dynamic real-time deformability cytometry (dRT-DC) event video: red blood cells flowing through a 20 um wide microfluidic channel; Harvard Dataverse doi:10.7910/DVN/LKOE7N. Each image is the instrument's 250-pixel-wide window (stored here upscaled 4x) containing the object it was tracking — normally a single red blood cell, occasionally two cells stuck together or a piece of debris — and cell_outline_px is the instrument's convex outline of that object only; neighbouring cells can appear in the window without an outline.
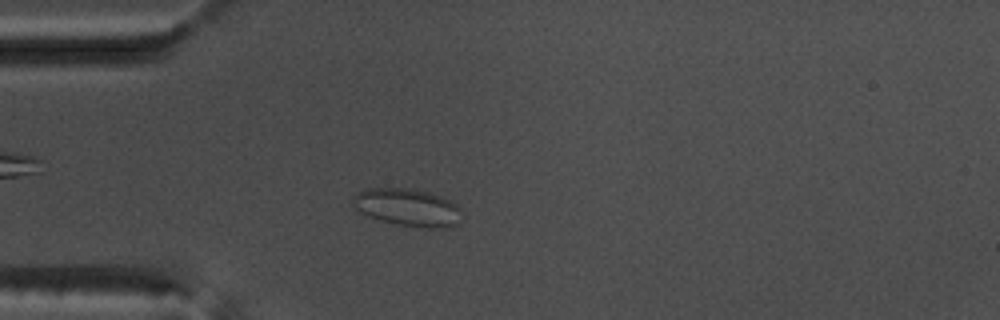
{"species": "common noctule bat (a hibernating species)", "species_latin": "Nyctalus noctula", "temperature_condition": "warm", "stored_images_in_passage": 46, "camera_frame_rate_fps": 3000, "um_per_image_px": 0.085, "animal": {"sex": "male", "body_mass_g": 17.5, "forearm_length_mm": 52.3}, "frame": {"image": 1, "passage_image": 7, "time_ms": 2.0, "image_size_px": [1000, 320], "cell_outline_px": [[460, 224], [444, 228], [428, 228], [396, 224], [380, 220], [360, 212], [352, 204], [352, 196], [368, 188], [416, 188], [440, 196], [456, 204], [460, 208]], "centroid_in_image_um": [34.66, 17.63], "position_along_channel_um": 50.3, "area_um2": 23.87}}
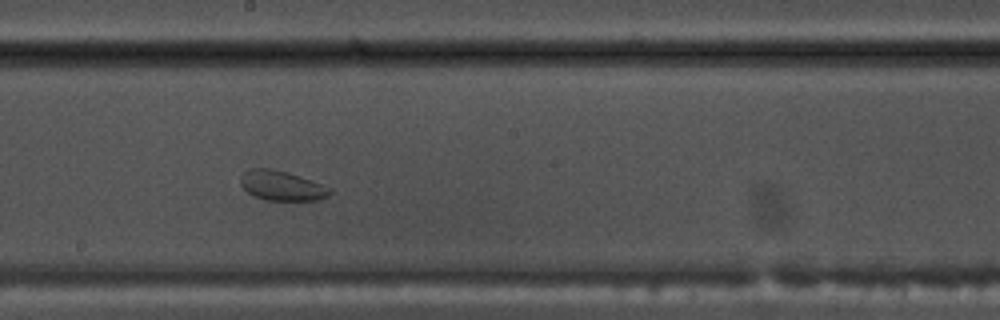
{"frame": {"image": 2, "passage_image": 22, "time_ms": 7.0, "image_size_px": [1000, 320], "cell_outline_px": [[332, 192], [328, 196], [316, 200], [264, 200], [252, 196], [240, 184], [240, 176], [248, 168], [272, 168], [288, 172], [332, 188]], "centroid_in_image_um": [23.91, 15.78], "position_along_channel_um": 224.3, "area_um2": 15.61}}
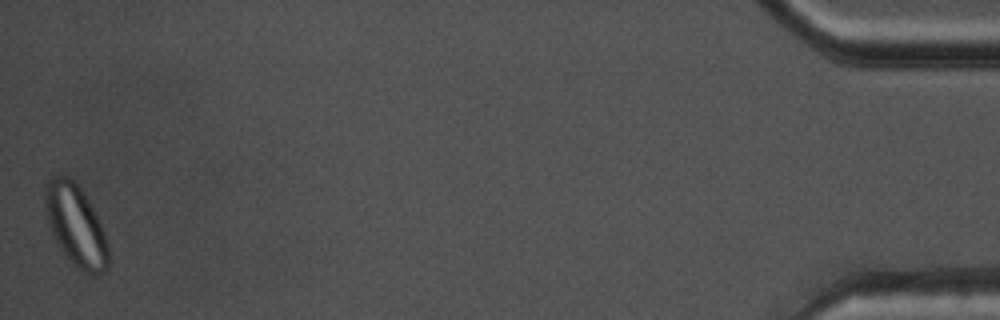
{"frame": {"image": 3, "passage_image": 46, "time_ms": 15.0, "image_size_px": [1000, 320], "cell_outline_px": [[108, 268], [104, 272], [96, 276], [84, 272], [76, 268], [72, 264], [60, 248], [52, 236], [48, 224], [44, 208], [44, 196], [48, 180], [56, 176], [68, 176], [80, 188], [92, 208], [104, 232], [108, 244]], "centroid_in_image_um": [6.42, 19.21], "position_along_channel_um": 428.8, "area_um2": 29.88}}